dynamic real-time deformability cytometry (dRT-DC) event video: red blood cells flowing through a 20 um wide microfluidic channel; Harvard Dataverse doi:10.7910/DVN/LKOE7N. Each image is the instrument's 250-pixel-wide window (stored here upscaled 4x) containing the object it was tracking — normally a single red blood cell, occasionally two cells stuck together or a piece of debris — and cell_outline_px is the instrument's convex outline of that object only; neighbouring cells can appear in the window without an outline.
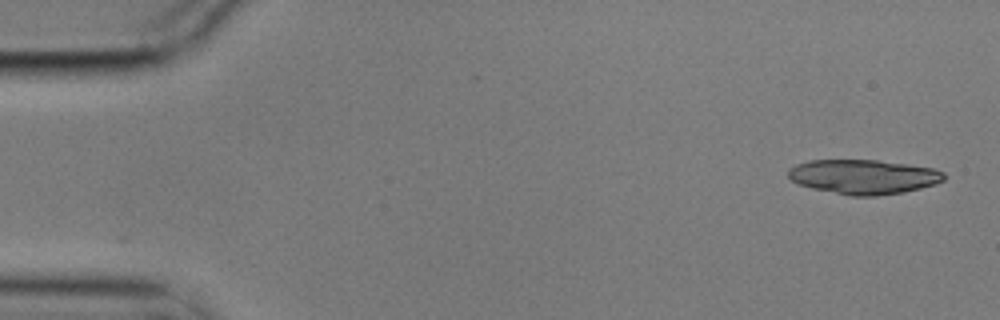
{"species": "common noctule bat (a hibernating species)", "species_latin": "Nyctalus noctula", "temperature_condition": "cold", "stored_images_in_passage": 6, "camera_frame_rate_fps": 3000, "um_per_image_px": 0.085, "animal": {"sex": "male", "body_mass_g": 17.9}, "frame": {"image": 1, "passage_image": 1, "time_ms": 0.0, "image_size_px": [1000, 320], "cell_outline_px": [[944, 180], [936, 184], [904, 192], [876, 196], [852, 196], [812, 188], [800, 184], [792, 180], [788, 176], [788, 168], [796, 164], [808, 160], [876, 160], [908, 164], [932, 168], [944, 172]], "centroid_in_image_um": [73.4, 15.02], "position_along_channel_um": 11.6, "area_um2": 31.27}}